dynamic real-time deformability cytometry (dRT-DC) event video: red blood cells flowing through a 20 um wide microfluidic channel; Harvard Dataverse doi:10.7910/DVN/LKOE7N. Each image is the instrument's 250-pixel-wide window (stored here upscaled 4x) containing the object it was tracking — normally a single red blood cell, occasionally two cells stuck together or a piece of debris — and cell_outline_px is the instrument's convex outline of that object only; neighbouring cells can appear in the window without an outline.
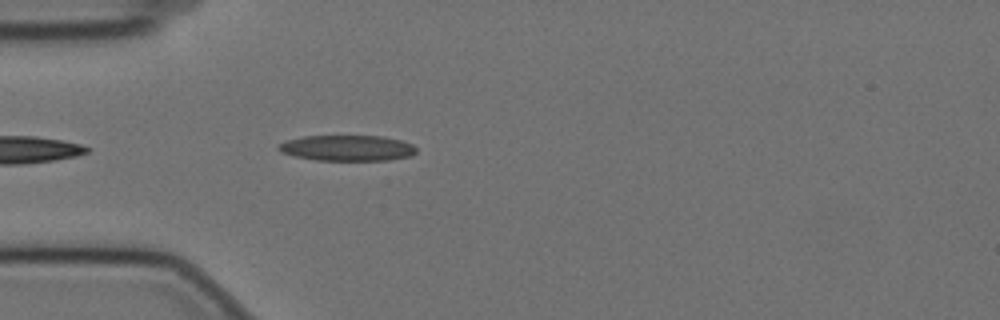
{"species": "Egyptian fruit bat (a non-hibernating species)", "species_latin": "Rousettus aegyptiacus", "temperature_condition": "cold", "stored_images_in_passage": 14, "camera_frame_rate_fps": 3000, "um_per_image_px": 0.085, "animal": {"sex": "female"}, "frame": {"image": 1, "passage_image": 3, "time_ms": 0.667, "image_size_px": [1000, 320], "cell_outline_px": [[416, 152], [412, 156], [388, 160], [316, 160], [296, 156], [280, 152], [276, 148], [276, 144], [288, 140], [304, 136], [384, 136], [400, 140], [412, 144], [416, 148]], "centroid_in_image_um": [29.51, 12.58], "position_along_channel_um": 55.5, "area_um2": 20.69}}
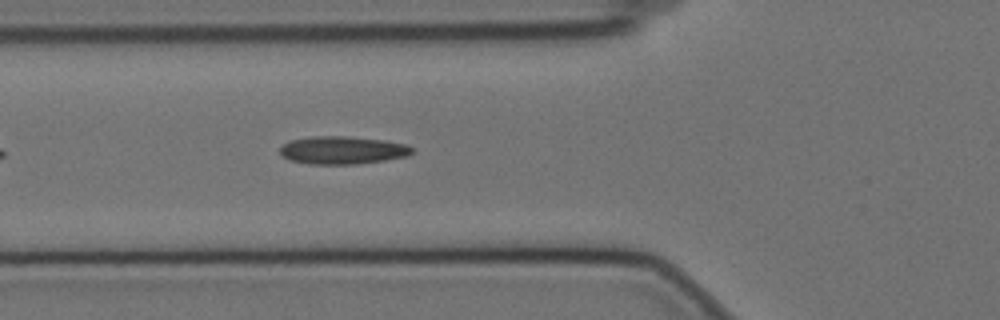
{"frame": {"image": 2, "passage_image": 7, "time_ms": 2.0, "image_size_px": [1000, 320], "cell_outline_px": [[412, 152], [408, 156], [384, 160], [356, 164], [308, 164], [288, 160], [280, 152], [280, 148], [288, 140], [312, 136], [348, 136], [384, 140], [404, 144], [412, 148]], "centroid_in_image_um": [29.07, 12.76], "position_along_channel_um": 96.7, "area_um2": 21.44}}
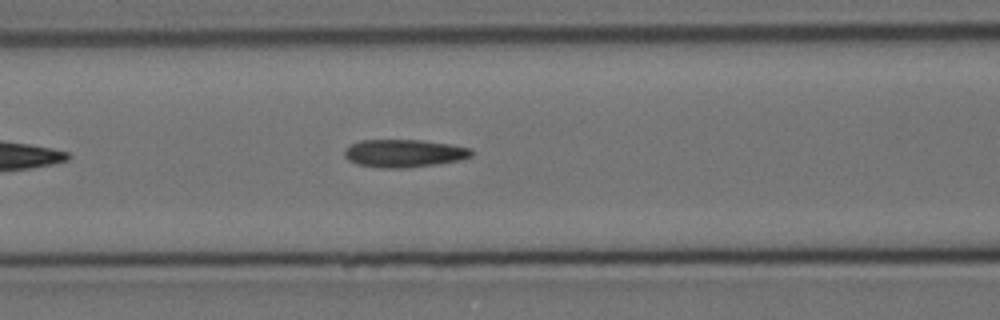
{"frame": {"image": 3, "passage_image": 10, "time_ms": 3.0, "image_size_px": [1000, 320], "cell_outline_px": [[476, 152], [472, 156], [460, 160], [436, 164], [408, 168], [380, 168], [356, 164], [348, 160], [344, 156], [344, 148], [360, 140], [420, 140], [448, 144], [472, 148]], "centroid_in_image_um": [34.35, 13.03], "position_along_channel_um": 132.3, "area_um2": 20.81}}